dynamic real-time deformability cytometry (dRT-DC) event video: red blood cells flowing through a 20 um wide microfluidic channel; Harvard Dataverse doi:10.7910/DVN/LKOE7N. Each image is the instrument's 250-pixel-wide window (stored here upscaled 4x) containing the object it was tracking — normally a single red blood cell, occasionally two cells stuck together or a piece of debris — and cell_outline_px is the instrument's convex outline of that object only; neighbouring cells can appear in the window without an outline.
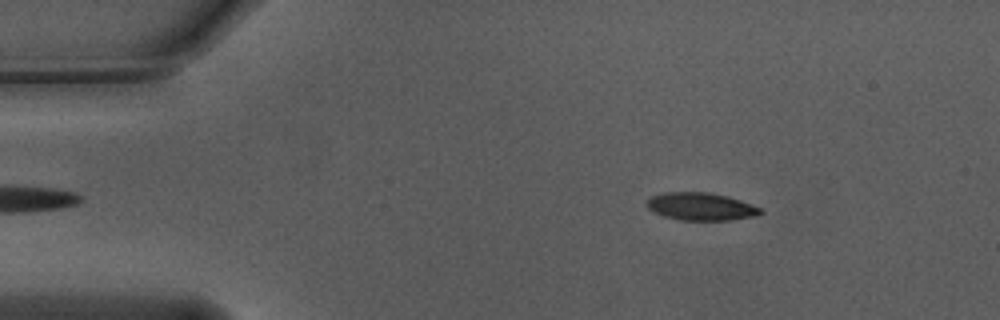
{"species": "Egyptian fruit bat (a non-hibernating species)", "species_latin": "Rousettus aegyptiacus", "temperature_condition": "warm", "stored_images_in_passage": 53, "camera_frame_rate_fps": 3000, "um_per_image_px": 0.085, "animal": {"sex": "male"}, "frame": {"image": 1, "passage_image": 7, "time_ms": 2.0, "image_size_px": [1000, 320], "cell_outline_px": [[764, 212], [752, 216], [728, 220], [680, 220], [664, 216], [648, 208], [648, 200], [652, 196], [664, 192], [708, 192], [728, 196], [752, 204], [760, 208]], "centroid_in_image_um": [59.59, 17.54], "position_along_channel_um": 25.4, "area_um2": 18.09}}
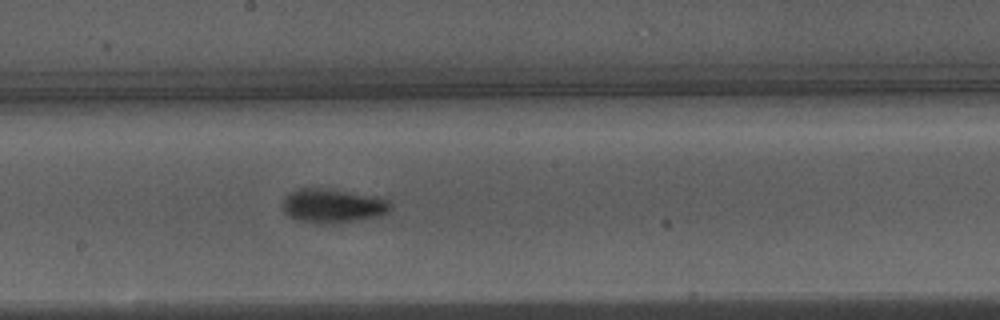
{"frame": {"image": 2, "passage_image": 28, "time_ms": 9.0, "image_size_px": [1000, 320], "cell_outline_px": [[392, 208], [388, 212], [380, 216], [332, 224], [296, 220], [288, 216], [284, 212], [284, 200], [292, 192], [300, 188], [316, 188], [376, 196], [388, 200], [392, 204]], "centroid_in_image_um": [28.33, 17.51], "position_along_channel_um": 219.9, "area_um2": 20.98}}
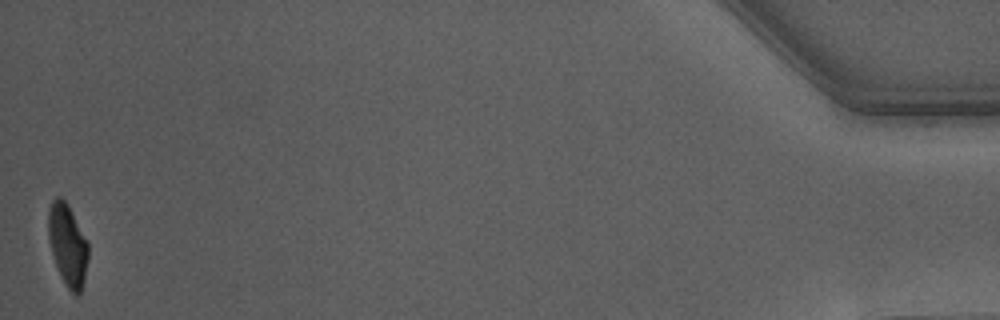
{"frame": {"image": 3, "passage_image": 53, "time_ms": 17.333, "image_size_px": [1000, 320], "cell_outline_px": [[88, 256], [84, 280], [80, 292], [76, 296], [68, 288], [60, 276], [52, 252], [48, 236], [48, 212], [52, 200], [56, 196], [60, 196], [68, 204], [88, 244]], "centroid_in_image_um": [5.74, 20.8], "position_along_channel_um": 429.5, "area_um2": 18.73}, "authors_computed_cell_mechanics": {"area_um2": 20.1144, "velocity_mm_per_s": 3.7424, "shape_relaxation_time_tau1_ms": 2.9283, "shape_relaxation_time_tau2_ms": 1.7569, "deformation_change_tau1": 0.1457, "deformation_change_tau2": 0.0625}}